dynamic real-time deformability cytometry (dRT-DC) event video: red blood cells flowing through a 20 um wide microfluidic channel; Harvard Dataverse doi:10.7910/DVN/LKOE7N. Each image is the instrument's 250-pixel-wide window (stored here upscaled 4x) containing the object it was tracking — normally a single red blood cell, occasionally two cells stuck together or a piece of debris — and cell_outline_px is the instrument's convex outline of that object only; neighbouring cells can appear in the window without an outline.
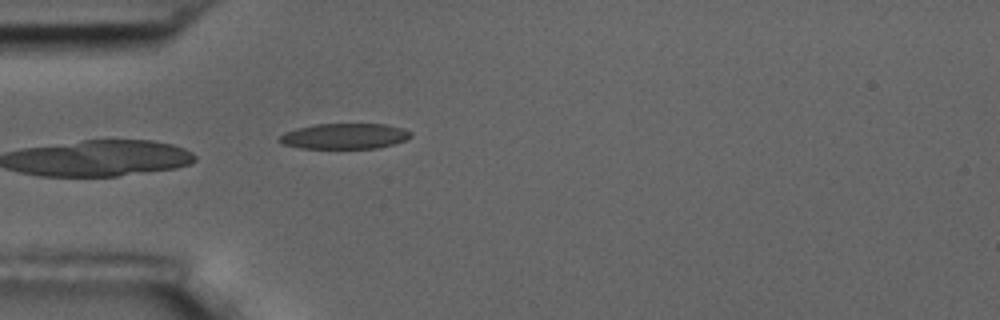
{"species": "common noctule bat (a hibernating species)", "species_latin": "Nyctalus noctula", "temperature_condition": "room temperature", "stored_images_in_passage": 1, "camera_frame_rate_fps": 3000, "um_per_image_px": 0.085, "animal": {"sex": "male", "body_mass_g": 17.5, "forearm_length_mm": 52.3}, "frame": {"image": 1, "passage_image": 1, "time_ms": 0.0, "image_size_px": [1000, 320], "cell_outline_px": [[412, 136], [404, 140], [392, 144], [376, 148], [300, 148], [284, 144], [276, 140], [284, 132], [296, 128], [316, 124], [388, 124], [404, 128], [412, 132]], "centroid_in_image_um": [29.28, 11.56], "position_along_channel_um": 55.7, "area_um2": 19.59}}